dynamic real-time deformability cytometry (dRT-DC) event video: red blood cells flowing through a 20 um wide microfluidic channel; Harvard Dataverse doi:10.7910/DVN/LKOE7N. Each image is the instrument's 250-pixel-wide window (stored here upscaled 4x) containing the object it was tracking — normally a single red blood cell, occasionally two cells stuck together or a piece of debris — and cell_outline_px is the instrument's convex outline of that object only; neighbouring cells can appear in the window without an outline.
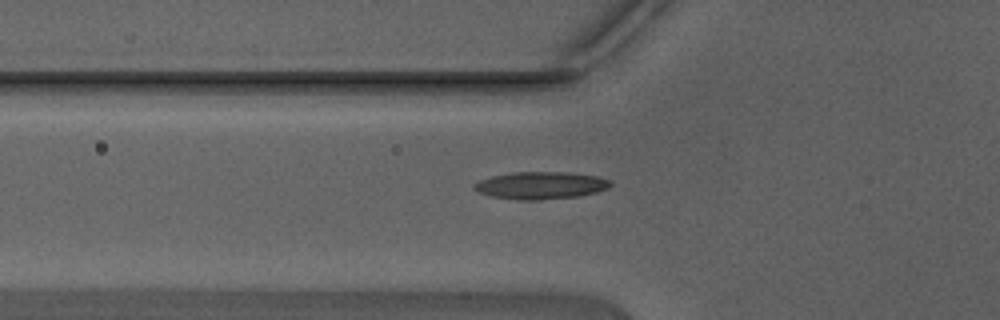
{"species": "Egyptian fruit bat (a non-hibernating species)", "species_latin": "Rousettus aegyptiacus", "temperature_condition": "warm", "stored_images_in_passage": 48, "camera_frame_rate_fps": 3000, "um_per_image_px": 0.085, "animal": {"sex": "male"}, "frame": {"image": 1, "passage_image": 18, "time_ms": 5.667, "image_size_px": [1000, 320], "cell_outline_px": [[612, 184], [608, 188], [596, 192], [580, 196], [536, 200], [520, 200], [492, 196], [480, 192], [472, 188], [472, 184], [480, 180], [492, 176], [512, 172], [568, 172], [600, 176], [612, 180]], "centroid_in_image_um": [46.0, 15.75], "position_along_channel_um": 79.8, "area_um2": 21.85}}
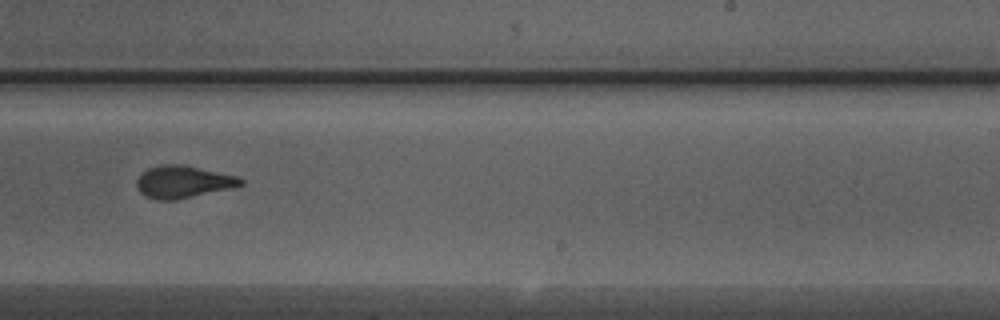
{"frame": {"image": 2, "passage_image": 31, "time_ms": 10.0, "image_size_px": [1000, 320], "cell_outline_px": [[244, 184], [228, 188], [176, 200], [156, 200], [144, 196], [136, 188], [136, 180], [140, 172], [148, 168], [160, 164], [184, 164], [236, 176], [244, 180]], "centroid_in_image_um": [15.48, 15.44], "position_along_channel_um": 273.5, "area_um2": 19.65}}
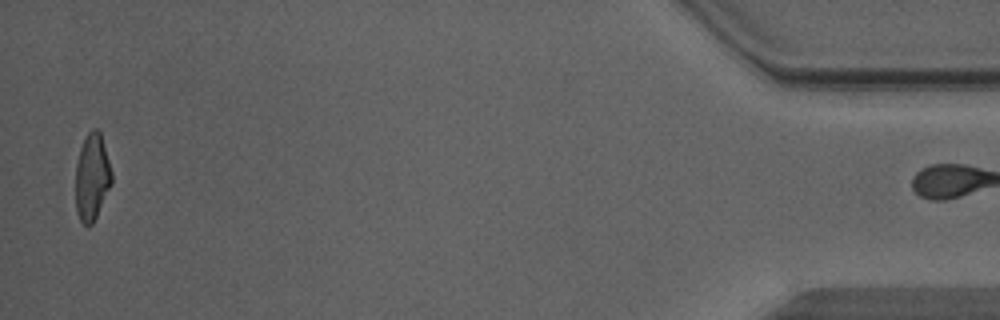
{"frame": {"image": 3, "passage_image": 47, "time_ms": 15.333, "image_size_px": [1000, 320], "cell_outline_px": [[112, 184], [92, 224], [84, 224], [80, 220], [76, 212], [76, 164], [80, 148], [88, 132], [92, 128], [96, 128], [100, 132], [112, 172]], "centroid_in_image_um": [7.82, 15.04], "position_along_channel_um": 427.4, "area_um2": 18.09}, "authors_computed_cell_mechanics": {"area_um2": 19.5653, "velocity_mm_per_s": 4.4583, "shape_relaxation_time_tau1_ms": 5.4458, "shape_relaxation_time_tau2_ms": 1.5169, "deformation_change_tau1": 0.2085, "deformation_change_tau2": 0.0954}}